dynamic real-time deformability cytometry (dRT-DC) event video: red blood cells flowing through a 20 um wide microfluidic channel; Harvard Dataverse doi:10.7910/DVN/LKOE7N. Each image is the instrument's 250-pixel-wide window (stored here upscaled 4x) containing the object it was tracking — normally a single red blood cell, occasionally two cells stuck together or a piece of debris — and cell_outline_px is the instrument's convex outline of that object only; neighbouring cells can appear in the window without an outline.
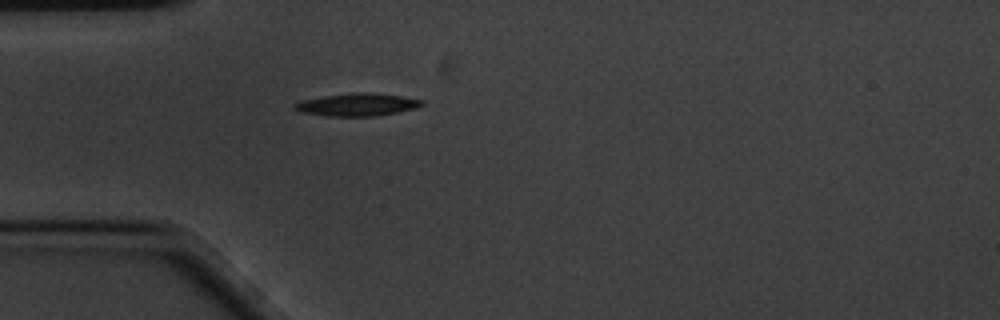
{"species": "common noctule bat (a hibernating species)", "species_latin": "Nyctalus noctula", "temperature_condition": "cold", "stored_images_in_passage": 43, "camera_frame_rate_fps": 3000, "um_per_image_px": 0.085, "animal": {"sex": "male", "body_mass_g": 20.1, "forearm_length_mm": 53.5}, "frame": {"image": 1, "passage_image": 1, "time_ms": 0.0, "image_size_px": [1000, 320], "cell_outline_px": [[424, 104], [416, 108], [376, 116], [328, 116], [300, 112], [292, 104], [300, 100], [324, 96], [356, 92], [360, 92], [400, 96], [424, 100]], "centroid_in_image_um": [30.34, 8.9], "position_along_channel_um": 54.7, "area_um2": 16.59}}
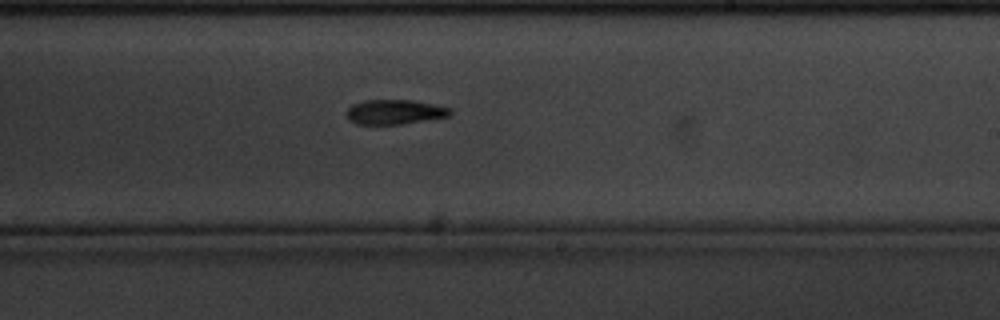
{"frame": {"image": 2, "passage_image": 19, "time_ms": 6.0, "image_size_px": [1000, 320], "cell_outline_px": [[452, 112], [448, 116], [400, 124], [356, 124], [344, 112], [352, 104], [364, 100], [412, 100], [452, 108]], "centroid_in_image_um": [33.53, 9.5], "position_along_channel_um": 255.5, "area_um2": 14.74}}
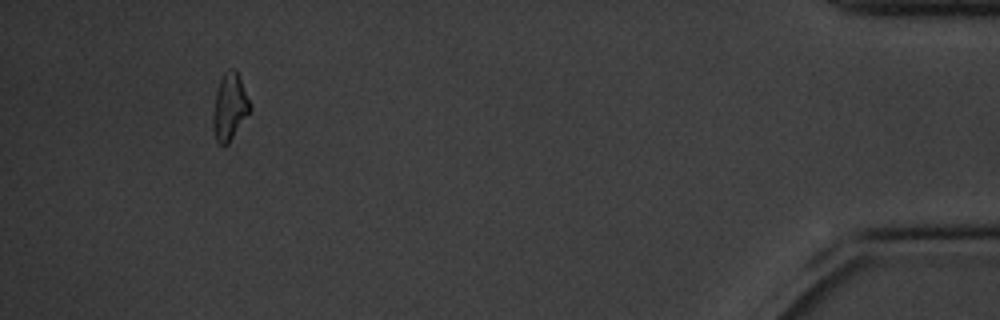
{"frame": {"image": 3, "passage_image": 39, "time_ms": 12.667, "image_size_px": [1000, 320], "cell_outline_px": [[252, 108], [228, 144], [220, 144], [216, 140], [212, 120], [212, 116], [216, 92], [220, 80], [224, 72], [228, 68], [236, 68], [252, 104]], "centroid_in_image_um": [19.54, 9.03], "position_along_channel_um": 415.7, "area_um2": 14.45}, "authors_computed_cell_mechanics": {"area_um2": 14.8546, "velocity_mm_per_s": 3.435, "shape_relaxation_time_tau1_ms": 5.5613, "shape_relaxation_time_tau2_ms": null, "deformation_change_tau1": 0.1846, "deformation_change_tau2": null}}